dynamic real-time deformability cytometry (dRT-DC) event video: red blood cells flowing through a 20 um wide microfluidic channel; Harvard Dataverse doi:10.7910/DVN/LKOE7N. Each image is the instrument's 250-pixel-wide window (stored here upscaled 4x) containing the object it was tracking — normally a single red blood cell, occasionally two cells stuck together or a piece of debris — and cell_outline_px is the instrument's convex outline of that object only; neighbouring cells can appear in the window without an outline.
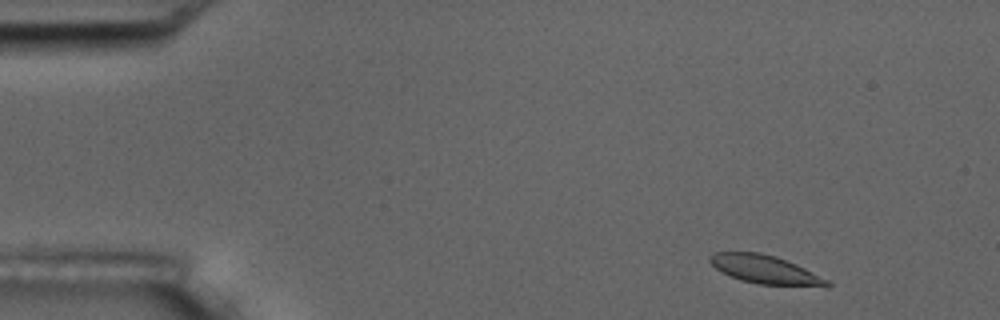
{"species": "common noctule bat (a hibernating species)", "species_latin": "Nyctalus noctula", "temperature_condition": "room temperature", "stored_images_in_passage": 4, "camera_frame_rate_fps": 3000, "um_per_image_px": 0.085, "animal": {"sex": "male", "body_mass_g": 17.5, "forearm_length_mm": 52.3}, "frame": {"image": 1, "passage_image": 1, "time_ms": 0.0, "image_size_px": [1000, 320], "cell_outline_px": [[832, 284], [828, 288], [760, 284], [740, 280], [716, 268], [708, 260], [708, 256], [716, 252], [760, 252], [776, 256], [796, 264], [828, 280]], "centroid_in_image_um": [65.1, 22.93], "position_along_channel_um": 19.9, "area_um2": 19.54}}
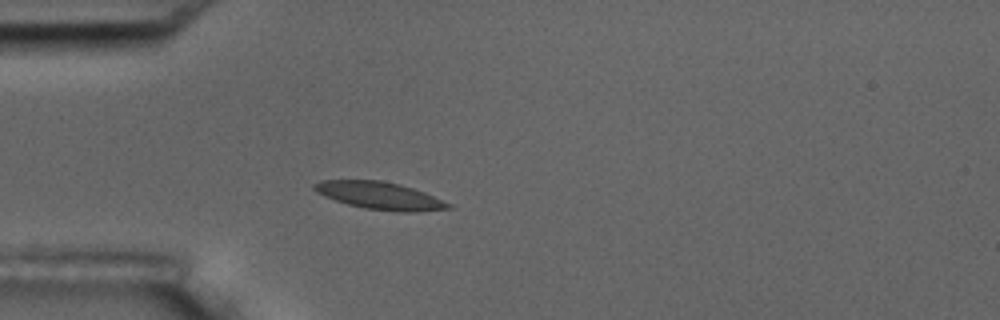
{"frame": {"image": 2, "passage_image": 4, "time_ms": 3.333, "image_size_px": [1000, 320], "cell_outline_px": [[452, 208], [412, 212], [400, 212], [364, 208], [348, 204], [324, 196], [316, 192], [312, 188], [312, 184], [320, 180], [380, 180], [400, 184], [424, 192], [452, 204]], "centroid_in_image_um": [32.26, 16.62], "position_along_channel_um": 52.7, "area_um2": 21.39}}